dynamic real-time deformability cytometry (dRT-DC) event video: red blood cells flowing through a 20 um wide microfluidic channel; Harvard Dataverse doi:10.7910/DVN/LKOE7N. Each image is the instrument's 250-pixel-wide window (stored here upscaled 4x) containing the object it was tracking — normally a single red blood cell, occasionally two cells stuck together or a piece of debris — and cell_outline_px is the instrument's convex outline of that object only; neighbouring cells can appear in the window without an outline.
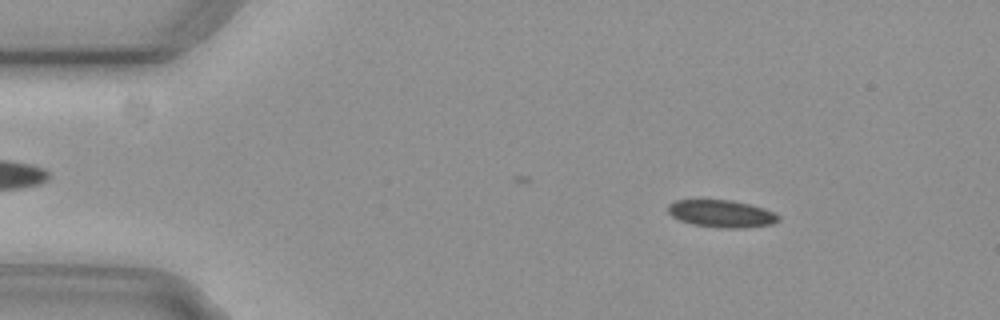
{"species": "common noctule bat (a hibernating species)", "species_latin": "Nyctalus noctula", "temperature_condition": "cold", "stored_images_in_passage": 5, "camera_frame_rate_fps": 3000, "um_per_image_px": 0.085, "animal": {"sex": "female", "body_mass_g": 29.2, "forearm_length_mm": 56.3}, "frame": {"image": 1, "passage_image": 2, "time_ms": 0.333, "image_size_px": [1000, 320], "cell_outline_px": [[780, 220], [772, 224], [748, 228], [720, 228], [692, 224], [680, 220], [672, 216], [668, 212], [668, 204], [676, 200], [732, 200], [752, 204], [776, 212], [780, 216]], "centroid_in_image_um": [61.38, 18.16], "position_along_channel_um": 23.6, "area_um2": 17.86}}
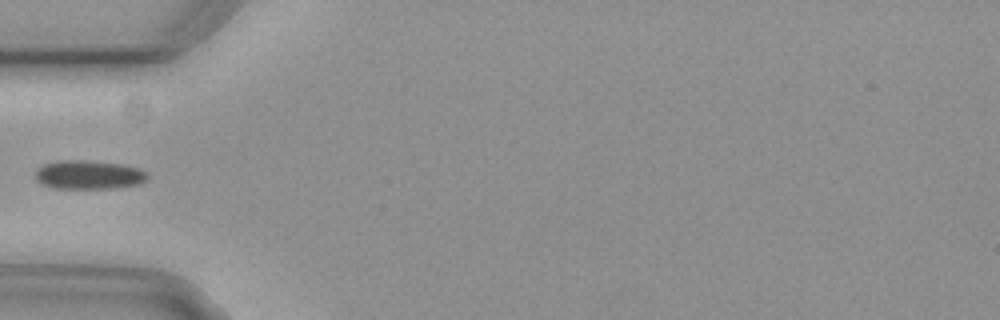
{"frame": {"image": 2, "passage_image": 4, "time_ms": 1.0, "image_size_px": [1000, 320], "cell_outline_px": [[148, 180], [140, 184], [116, 188], [52, 188], [36, 180], [36, 168], [44, 164], [60, 160], [84, 160], [120, 164], [140, 168], [148, 172]], "centroid_in_image_um": [7.58, 14.85], "position_along_channel_um": 77.4, "area_um2": 18.96}}